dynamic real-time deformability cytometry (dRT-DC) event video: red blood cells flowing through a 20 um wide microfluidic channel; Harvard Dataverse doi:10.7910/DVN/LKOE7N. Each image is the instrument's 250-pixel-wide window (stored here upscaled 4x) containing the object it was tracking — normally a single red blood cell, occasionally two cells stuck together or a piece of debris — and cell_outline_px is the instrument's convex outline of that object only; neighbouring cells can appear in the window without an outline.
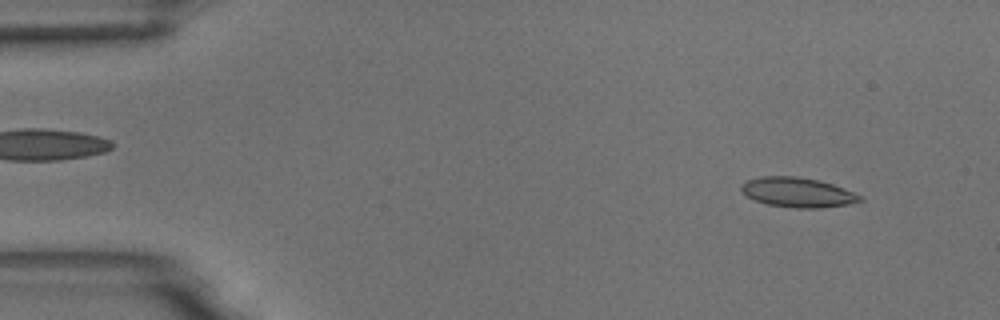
{"species": "common noctule bat (a hibernating species)", "species_latin": "Nyctalus noctula", "temperature_condition": "room temperature", "stored_images_in_passage": 53, "camera_frame_rate_fps": 3000, "um_per_image_px": 0.085, "animal": {"sex": "male", "body_mass_g": 18.8}, "frame": {"image": 1, "passage_image": 4, "time_ms": 1.0, "image_size_px": [1000, 320], "cell_outline_px": [[864, 200], [848, 204], [820, 208], [796, 208], [768, 204], [756, 200], [748, 196], [740, 188], [748, 180], [760, 176], [796, 176], [820, 180], [844, 188], [864, 196]], "centroid_in_image_um": [67.87, 16.35], "position_along_channel_um": 17.1, "area_um2": 20.46}}
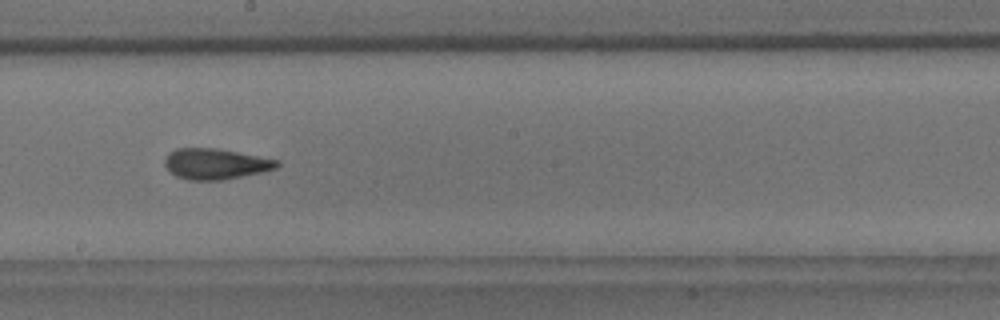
{"frame": {"image": 2, "passage_image": 29, "time_ms": 9.333, "image_size_px": [1000, 320], "cell_outline_px": [[280, 164], [276, 168], [264, 172], [224, 180], [188, 180], [176, 176], [164, 164], [164, 160], [168, 152], [176, 148], [216, 148], [280, 160]], "centroid_in_image_um": [18.34, 13.93], "position_along_channel_um": 229.9, "area_um2": 20.23}}
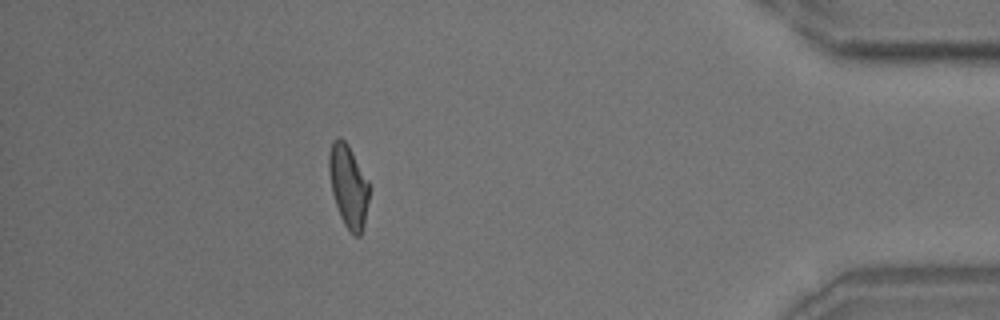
{"frame": {"image": 3, "passage_image": 47, "time_ms": 15.333, "image_size_px": [1000, 320], "cell_outline_px": [[368, 200], [364, 228], [360, 236], [356, 236], [344, 224], [340, 216], [332, 192], [328, 168], [328, 156], [332, 140], [336, 136], [340, 136], [348, 144], [368, 180]], "centroid_in_image_um": [29.6, 15.77], "position_along_channel_um": 405.6, "area_um2": 19.31}, "authors_computed_cell_mechanics": {"area_um2": 19.8832, "velocity_mm_per_s": 3.7312, "shape_relaxation_time_tau1_ms": 7.2116, "shape_relaxation_time_tau2_ms": 1.551, "deformation_change_tau1": 0.1911, "deformation_change_tau2": 0.0935}}